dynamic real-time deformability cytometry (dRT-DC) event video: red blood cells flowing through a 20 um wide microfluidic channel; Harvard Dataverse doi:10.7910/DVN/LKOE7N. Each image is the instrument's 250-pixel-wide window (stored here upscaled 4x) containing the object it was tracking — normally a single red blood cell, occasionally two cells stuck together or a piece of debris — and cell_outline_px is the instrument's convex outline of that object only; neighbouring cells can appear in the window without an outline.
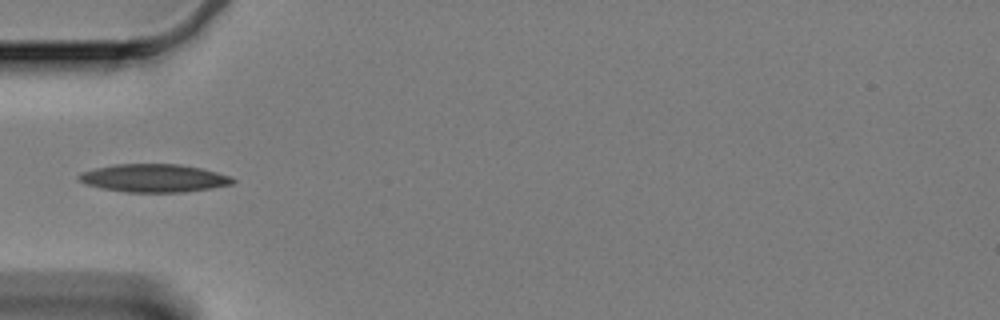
{"species": "Egyptian fruit bat (a non-hibernating species)", "species_latin": "Rousettus aegyptiacus", "temperature_condition": "cold", "stored_images_in_passage": 42, "camera_frame_rate_fps": 3000, "um_per_image_px": 0.085, "animal": {"sex": "female"}, "frame": {"image": 1, "passage_image": 1, "time_ms": 0.0, "image_size_px": [1000, 320], "cell_outline_px": [[236, 180], [232, 184], [212, 188], [184, 192], [128, 192], [100, 188], [88, 184], [80, 180], [76, 176], [80, 172], [96, 168], [116, 164], [180, 164], [204, 168], [232, 176]], "centroid_in_image_um": [13.13, 15.13], "position_along_channel_um": 71.9, "area_um2": 25.26}}
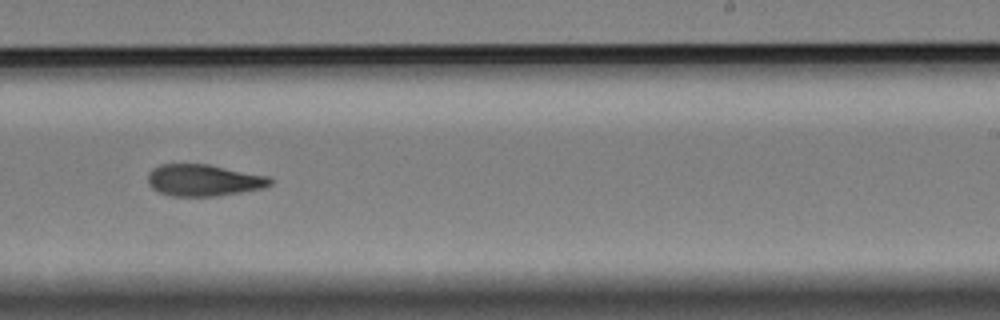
{"frame": {"image": 2, "passage_image": 19, "time_ms": 6.0, "image_size_px": [1000, 320], "cell_outline_px": [[272, 184], [264, 188], [216, 196], [172, 196], [160, 192], [152, 188], [148, 184], [148, 172], [152, 168], [160, 164], [208, 164], [268, 176], [272, 180]], "centroid_in_image_um": [17.29, 15.31], "position_along_channel_um": 271.7, "area_um2": 22.6}}
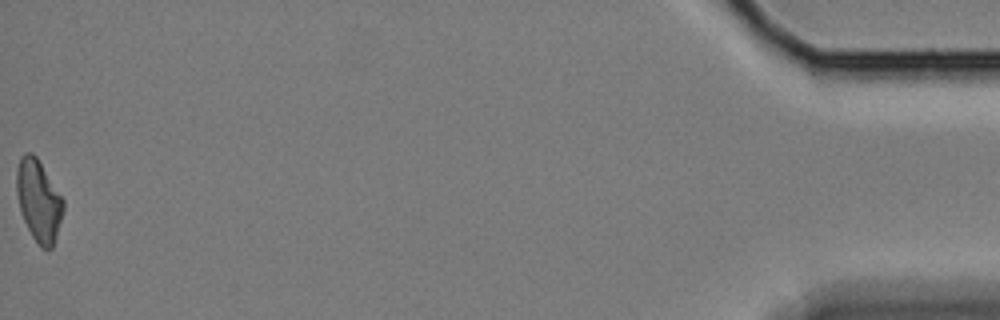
{"frame": {"image": 3, "passage_image": 42, "time_ms": 13.667, "image_size_px": [1000, 320], "cell_outline_px": [[64, 208], [56, 236], [52, 248], [48, 252], [40, 248], [32, 236], [20, 212], [16, 192], [16, 168], [20, 156], [24, 152], [32, 152], [36, 156], [64, 200]], "centroid_in_image_um": [3.26, 17.06], "position_along_channel_um": 431.9, "area_um2": 22.37}, "authors_computed_cell_mechanics": {"area_um2": 22.8888, "velocity_mm_per_s": 3.3163, "shape_relaxation_time_tau1_ms": 6.4898, "shape_relaxation_time_tau2_ms": 5.2778, "deformation_change_tau1": 0.1447, "deformation_change_tau2": 0.125}}